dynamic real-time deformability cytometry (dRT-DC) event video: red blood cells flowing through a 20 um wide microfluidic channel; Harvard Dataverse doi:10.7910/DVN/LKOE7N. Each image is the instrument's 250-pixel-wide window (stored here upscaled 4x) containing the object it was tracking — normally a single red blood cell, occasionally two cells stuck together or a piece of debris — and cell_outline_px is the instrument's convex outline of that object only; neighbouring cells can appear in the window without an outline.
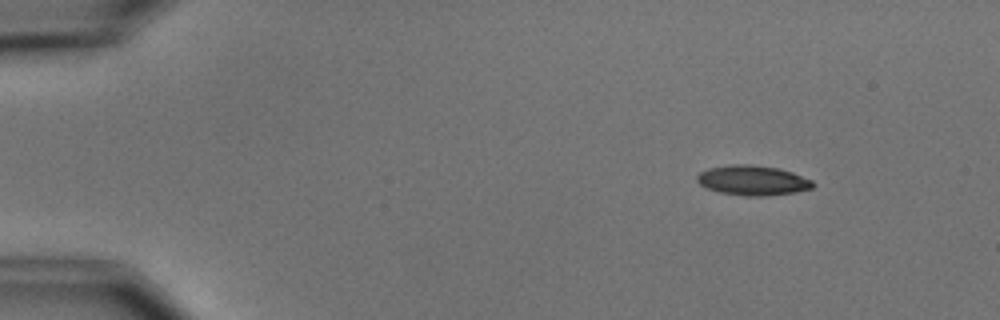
{"species": "common noctule bat (a hibernating species)", "species_latin": "Nyctalus noctula", "temperature_condition": "cold", "stored_images_in_passage": 5, "camera_frame_rate_fps": 3000, "um_per_image_px": 0.085, "animal": {"sex": "male", "body_mass_g": 15.6}, "frame": {"image": 1, "passage_image": 2, "time_ms": 1.333, "image_size_px": [1000, 320], "cell_outline_px": [[816, 184], [812, 188], [792, 192], [764, 196], [748, 196], [720, 192], [708, 188], [700, 184], [696, 180], [696, 176], [700, 172], [708, 168], [732, 164], [752, 164], [776, 168], [792, 172], [812, 180]], "centroid_in_image_um": [63.97, 15.32], "position_along_channel_um": 21.0, "area_um2": 20.0}}